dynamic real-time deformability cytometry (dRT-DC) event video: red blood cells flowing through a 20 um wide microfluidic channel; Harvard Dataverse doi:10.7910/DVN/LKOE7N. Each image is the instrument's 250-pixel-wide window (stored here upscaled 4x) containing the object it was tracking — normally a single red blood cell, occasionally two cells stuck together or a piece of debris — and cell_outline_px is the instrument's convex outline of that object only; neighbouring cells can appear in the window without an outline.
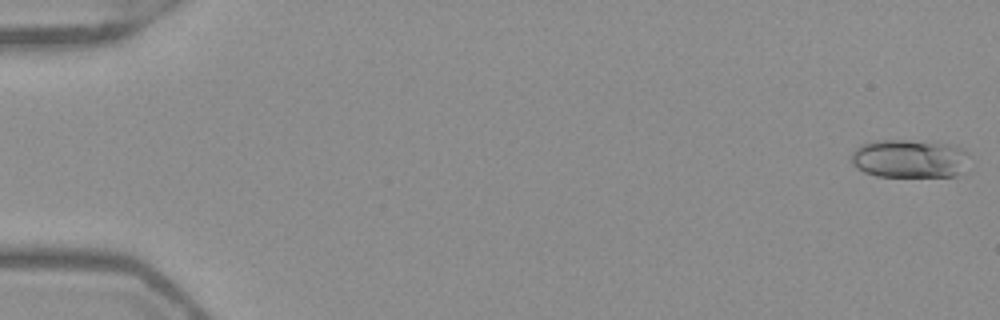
{"species": "Egyptian fruit bat (a non-hibernating species)", "species_latin": "Rousettus aegyptiacus", "temperature_condition": "warm", "stored_images_in_passage": 52, "camera_frame_rate_fps": 3000, "um_per_image_px": 0.085, "frame": {"image": 1, "passage_image": 1, "time_ms": 0.0, "image_size_px": [1000, 320], "cell_outline_px": [[968, 152], [956, 176], [876, 176], [864, 172], [856, 168], [852, 164], [852, 152], [860, 144], [872, 140], [908, 140], [948, 144], [960, 148]], "centroid_in_image_um": [77.18, 13.47], "position_along_channel_um": 7.8, "area_um2": 26.01}}
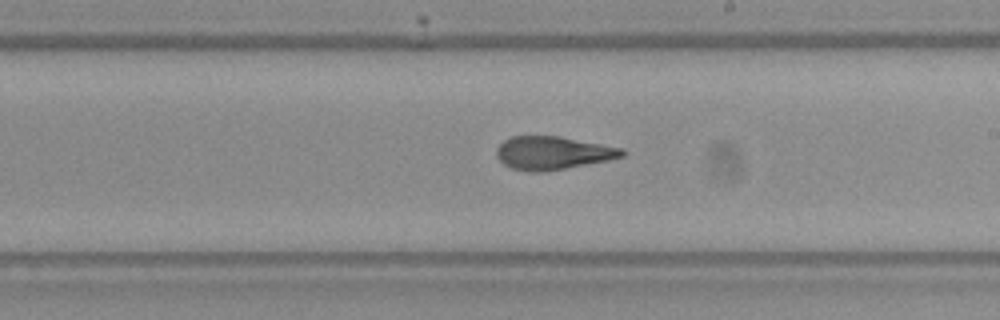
{"frame": {"image": 2, "passage_image": 31, "time_ms": 10.0, "image_size_px": [1000, 320], "cell_outline_px": [[628, 152], [624, 156], [608, 160], [544, 172], [528, 172], [512, 168], [504, 164], [496, 156], [496, 148], [504, 140], [512, 136], [560, 136], [624, 148]], "centroid_in_image_um": [47.0, 13.0], "position_along_channel_um": 242.0, "area_um2": 24.39}}
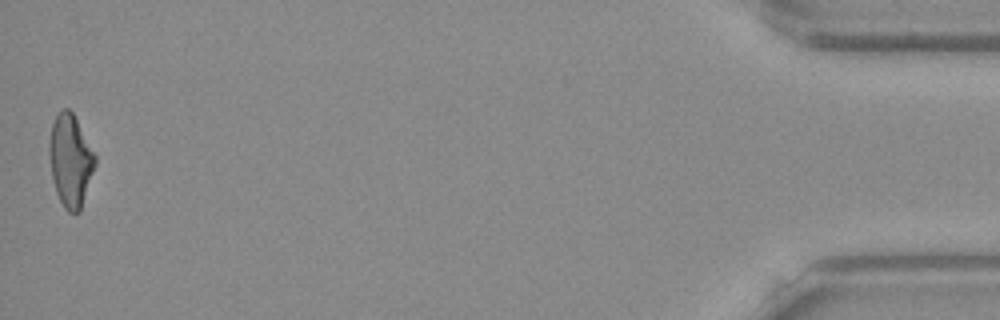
{"frame": {"image": 3, "passage_image": 52, "time_ms": 17.0, "image_size_px": [1000, 320], "cell_outline_px": [[96, 164], [80, 212], [68, 212], [64, 208], [56, 192], [52, 176], [48, 152], [48, 144], [52, 124], [56, 116], [64, 108], [68, 108], [72, 112], [96, 156]], "centroid_in_image_um": [5.98, 13.66], "position_along_channel_um": 429.2, "area_um2": 24.45}, "authors_computed_cell_mechanics": {"area_um2": 24.3916, "velocity_mm_per_s": 3.9499, "shape_relaxation_time_tau1_ms": 9.3914, "shape_relaxation_time_tau2_ms": 1.6724, "deformation_change_tau1": 0.2597, "deformation_change_tau2": 0.0958}}